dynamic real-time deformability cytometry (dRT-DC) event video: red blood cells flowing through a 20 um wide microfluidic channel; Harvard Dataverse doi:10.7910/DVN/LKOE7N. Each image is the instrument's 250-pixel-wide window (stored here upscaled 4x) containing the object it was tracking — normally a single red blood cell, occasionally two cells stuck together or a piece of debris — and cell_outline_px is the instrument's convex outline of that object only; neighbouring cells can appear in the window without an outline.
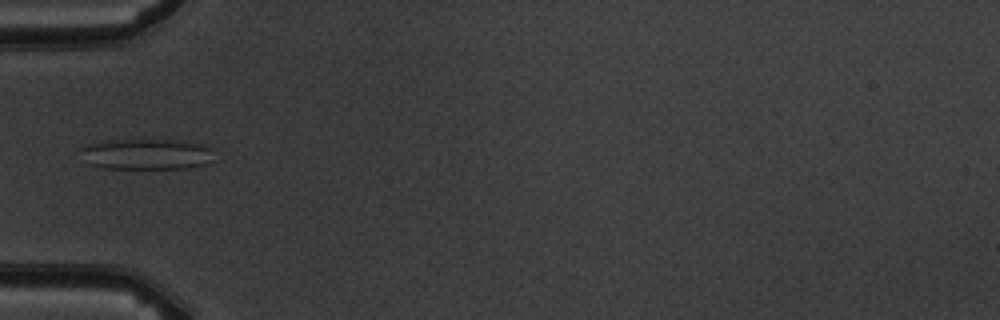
{"species": "common noctule bat (a hibernating species)", "species_latin": "Nyctalus noctula", "temperature_condition": "warm", "stored_images_in_passage": 5, "camera_frame_rate_fps": 3000, "um_per_image_px": 0.085, "animal": {"sex": "male", "body_mass_g": 19.5, "forearm_length_mm": 54.6}, "frame": {"image": 1, "passage_image": 5, "time_ms": 4.667, "image_size_px": [1000, 320], "cell_outline_px": [[216, 148], [212, 160], [204, 164], [188, 168], [104, 168], [88, 164], [80, 148], [88, 144], [120, 140], [172, 140], [204, 144]], "centroid_in_image_um": [12.54, 13.1], "position_along_channel_um": 72.5, "area_um2": 23.81}}